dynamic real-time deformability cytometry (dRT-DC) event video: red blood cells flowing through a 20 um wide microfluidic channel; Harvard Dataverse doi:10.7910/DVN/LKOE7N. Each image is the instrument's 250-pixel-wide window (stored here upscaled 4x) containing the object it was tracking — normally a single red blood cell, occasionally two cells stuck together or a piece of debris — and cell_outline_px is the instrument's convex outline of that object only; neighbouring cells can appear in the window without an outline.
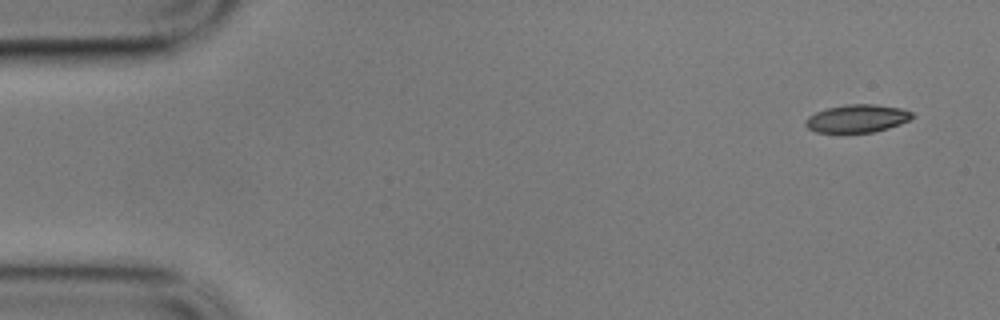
{"species": "common noctule bat (a hibernating species)", "species_latin": "Nyctalus noctula", "temperature_condition": "cold", "stored_images_in_passage": 5, "segment_of_instrument_passage": [1, 2], "camera_frame_rate_fps": 3000, "um_per_image_px": 0.085, "animal": {"sex": "male", "body_mass_g": 17.9}, "frame": {"image": 1, "passage_image": 1, "time_ms": 0.0, "image_size_px": [1000, 320], "cell_outline_px": [[916, 116], [900, 124], [888, 128], [872, 132], [816, 132], [808, 128], [804, 124], [804, 120], [808, 116], [816, 112], [828, 108], [844, 104], [872, 104], [904, 108], [912, 112]], "centroid_in_image_um": [72.87, 10.06], "position_along_channel_um": 12.1, "area_um2": 17.4}}